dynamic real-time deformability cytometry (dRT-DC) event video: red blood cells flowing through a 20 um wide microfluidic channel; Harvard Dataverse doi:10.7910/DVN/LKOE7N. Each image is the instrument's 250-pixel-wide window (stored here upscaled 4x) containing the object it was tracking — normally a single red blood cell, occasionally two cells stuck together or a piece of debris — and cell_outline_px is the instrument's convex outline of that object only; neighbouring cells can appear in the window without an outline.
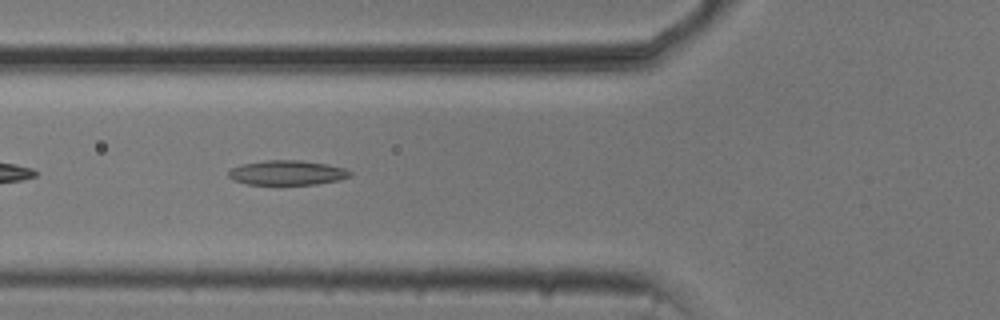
{"species": "common noctule bat (a hibernating species)", "species_latin": "Nyctalus noctula", "temperature_condition": "cold", "stored_images_in_passage": 40, "camera_frame_rate_fps": 3000, "um_per_image_px": 0.085, "animal": {"sex": "male", "body_mass_g": 20.5, "forearm_length_mm": 52.5}, "frame": {"image": 1, "passage_image": 6, "time_ms": 1.667, "image_size_px": [1000, 320], "cell_outline_px": [[352, 176], [340, 180], [316, 184], [276, 188], [248, 184], [232, 180], [228, 176], [228, 172], [232, 168], [240, 164], [264, 160], [300, 160], [328, 164], [344, 168], [352, 172]], "centroid_in_image_um": [24.38, 14.73], "position_along_channel_um": 101.4, "area_um2": 18.55}}
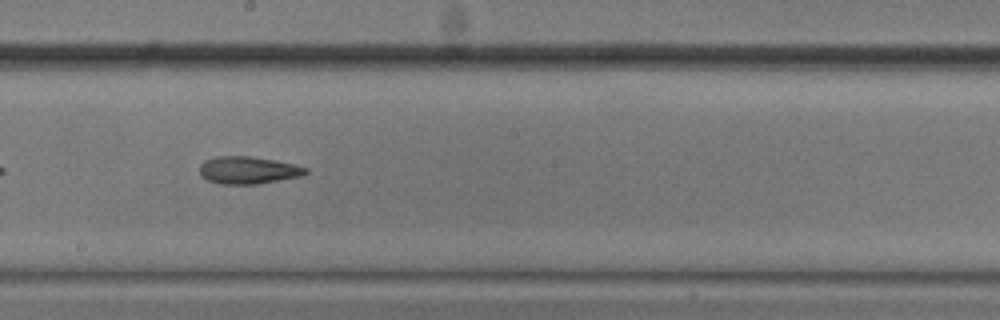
{"frame": {"image": 2, "passage_image": 16, "time_ms": 5.0, "image_size_px": [1000, 320], "cell_outline_px": [[308, 172], [304, 176], [256, 184], [220, 184], [208, 180], [200, 172], [200, 164], [204, 160], [216, 156], [248, 156], [276, 160], [308, 168]], "centroid_in_image_um": [21.11, 14.46], "position_along_channel_um": 227.1, "area_um2": 16.94}}
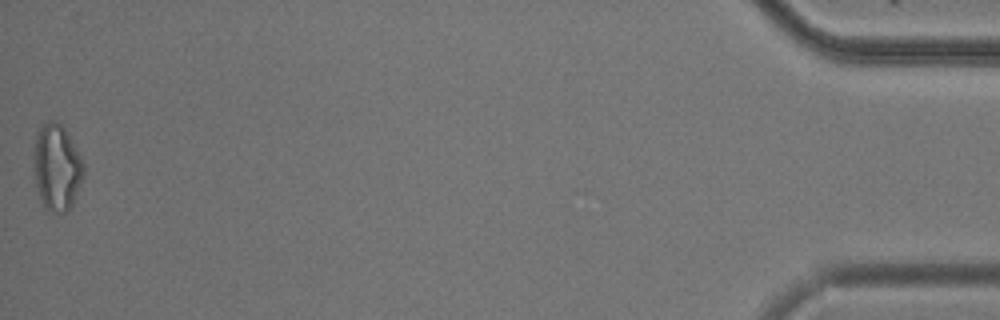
{"frame": {"image": 3, "passage_image": 40, "time_ms": 13.0, "image_size_px": [1000, 320], "cell_outline_px": [[84, 176], [72, 204], [64, 212], [56, 212], [44, 208], [36, 184], [32, 168], [32, 152], [36, 132], [48, 120], [56, 120], [64, 128], [80, 156], [84, 164]], "centroid_in_image_um": [4.79, 14.19], "position_along_channel_um": 430.4, "area_um2": 25.2}}